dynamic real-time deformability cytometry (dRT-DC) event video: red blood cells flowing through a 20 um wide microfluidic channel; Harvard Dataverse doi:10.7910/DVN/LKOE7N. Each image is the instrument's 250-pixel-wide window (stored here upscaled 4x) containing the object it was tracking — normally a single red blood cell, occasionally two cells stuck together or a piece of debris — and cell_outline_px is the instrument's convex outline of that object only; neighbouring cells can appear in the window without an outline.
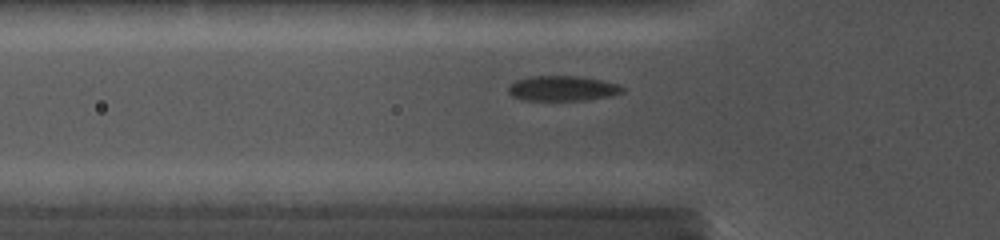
{"species": "common noctule bat (a hibernating species)", "species_latin": "Nyctalus noctula", "temperature_condition": "cold", "stored_images_in_passage": 31, "camera_frame_rate_fps": 5000, "um_per_image_px": 0.085, "animal": {"sex": "female", "body_mass_g": 19.0, "forearm_length_mm": 56.7}, "frame": {"image": 1, "passage_image": 6, "time_ms": 3.0, "image_size_px": [1000, 240], "cell_outline_px": [[624, 92], [612, 96], [584, 100], [524, 100], [512, 96], [508, 92], [508, 84], [516, 80], [532, 76], [580, 76], [620, 84], [624, 88]], "centroid_in_image_um": [47.82, 7.51], "position_along_channel_um": 78.0, "area_um2": 16.82}}
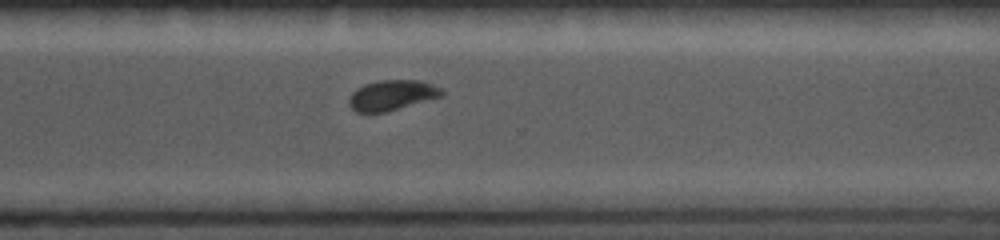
{"frame": {"image": 2, "passage_image": 18, "time_ms": 9.4, "image_size_px": [1000, 240], "cell_outline_px": [[444, 96], [384, 112], [356, 112], [348, 104], [348, 100], [352, 92], [356, 88], [364, 84], [380, 80], [420, 80], [432, 84], [440, 88], [444, 92]], "centroid_in_image_um": [33.31, 8.08], "position_along_channel_um": 337.3, "area_um2": 16.36}}
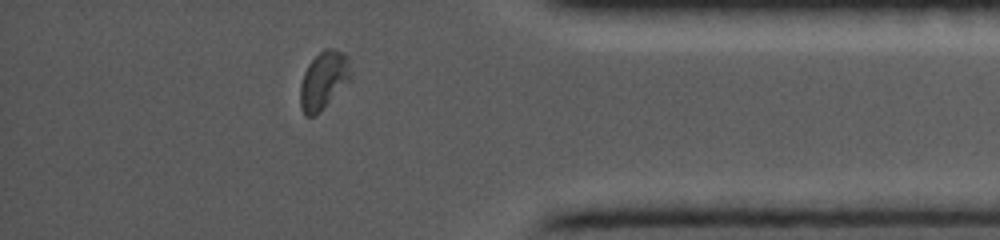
{"frame": {"image": 3, "passage_image": 25, "time_ms": 11.4, "image_size_px": [1000, 240], "cell_outline_px": [[352, 80], [320, 112], [312, 116], [304, 116], [300, 108], [300, 84], [304, 72], [308, 64], [324, 48], [336, 48], [348, 56], [352, 76]], "centroid_in_image_um": [27.53, 6.83], "position_along_channel_um": 407.7, "area_um2": 17.46}}